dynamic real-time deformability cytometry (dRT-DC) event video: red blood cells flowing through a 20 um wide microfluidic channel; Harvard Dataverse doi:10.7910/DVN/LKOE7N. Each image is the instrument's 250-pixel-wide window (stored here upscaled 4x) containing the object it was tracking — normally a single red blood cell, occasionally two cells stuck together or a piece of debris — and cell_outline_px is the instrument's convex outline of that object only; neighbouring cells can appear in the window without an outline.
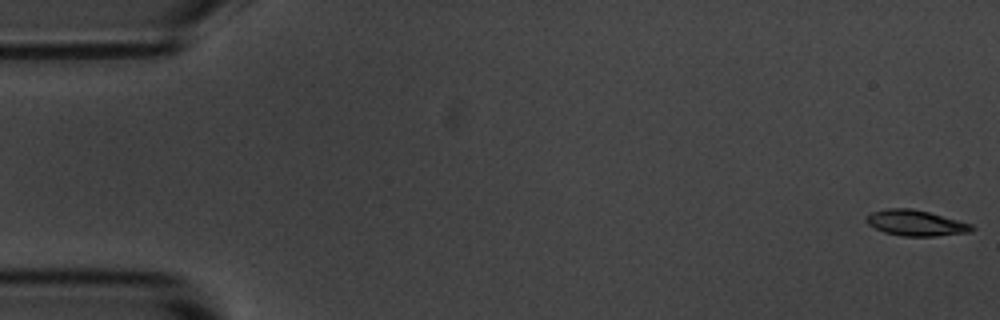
{"species": "common noctule bat (a hibernating species)", "species_latin": "Nyctalus noctula", "temperature_condition": "room temperature", "stored_images_in_passage": 6, "camera_frame_rate_fps": 3000, "um_per_image_px": 0.085, "animal": {"sex": "male", "body_mass_g": 20.1, "forearm_length_mm": 53.5}, "frame": {"image": 1, "passage_image": 1, "time_ms": 0.0, "image_size_px": [1000, 320], "cell_outline_px": [[976, 228], [972, 232], [936, 236], [904, 236], [884, 232], [868, 224], [864, 220], [872, 212], [888, 208], [912, 208], [928, 212], [972, 224]], "centroid_in_image_um": [77.87, 18.95], "position_along_channel_um": 7.1, "area_um2": 15.72}}